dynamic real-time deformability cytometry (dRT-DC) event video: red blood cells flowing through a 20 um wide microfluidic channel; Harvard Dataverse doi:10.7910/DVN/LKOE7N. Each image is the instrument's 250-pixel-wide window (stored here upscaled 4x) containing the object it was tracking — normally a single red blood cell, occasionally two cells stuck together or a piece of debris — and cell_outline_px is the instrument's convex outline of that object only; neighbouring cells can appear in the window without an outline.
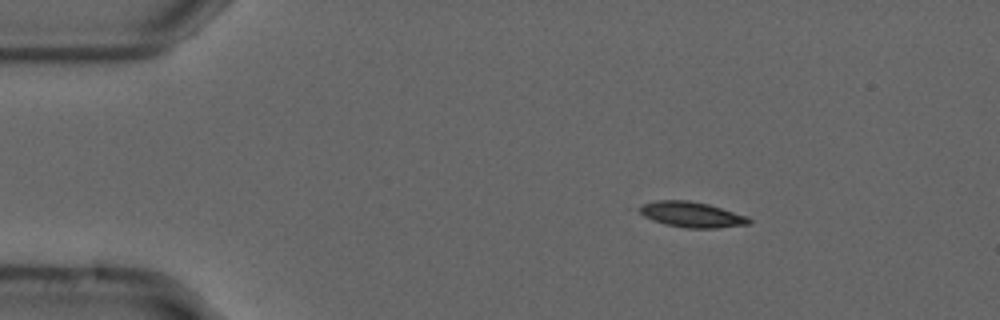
{"species": "common noctule bat (a hibernating species)", "species_latin": "Nyctalus noctula", "temperature_condition": "cold", "stored_images_in_passage": 52, "camera_frame_rate_fps": 3000, "um_per_image_px": 0.085, "animal": {"sex": "male", "forearm_length_mm": 52.5}, "frame": {"image": 1, "passage_image": 5, "time_ms": 1.333, "image_size_px": [1000, 320], "cell_outline_px": [[752, 224], [720, 228], [688, 228], [664, 224], [652, 220], [636, 212], [636, 208], [644, 204], [656, 200], [688, 200], [708, 204], [748, 216], [752, 220]], "centroid_in_image_um": [58.79, 18.24], "position_along_channel_um": 26.2, "area_um2": 16.53}}
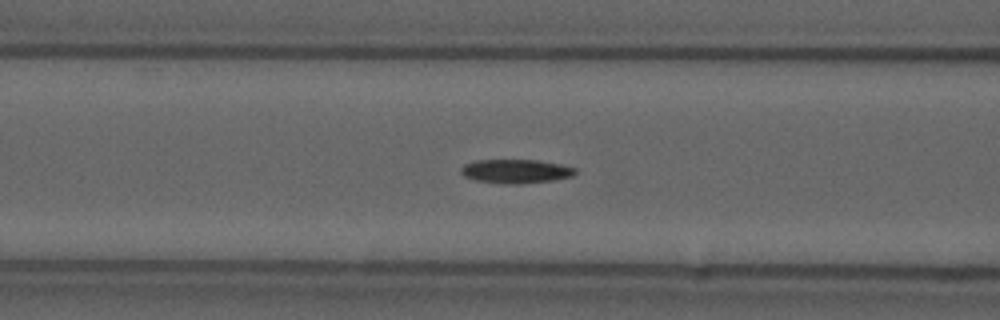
{"frame": {"image": 2, "passage_image": 18, "time_ms": 5.667, "image_size_px": [1000, 320], "cell_outline_px": [[576, 172], [572, 176], [556, 180], [520, 184], [500, 184], [476, 180], [464, 176], [460, 172], [460, 168], [464, 164], [476, 160], [536, 160], [560, 164], [576, 168]], "centroid_in_image_um": [43.83, 14.56], "position_along_channel_um": 122.8, "area_um2": 16.07}}
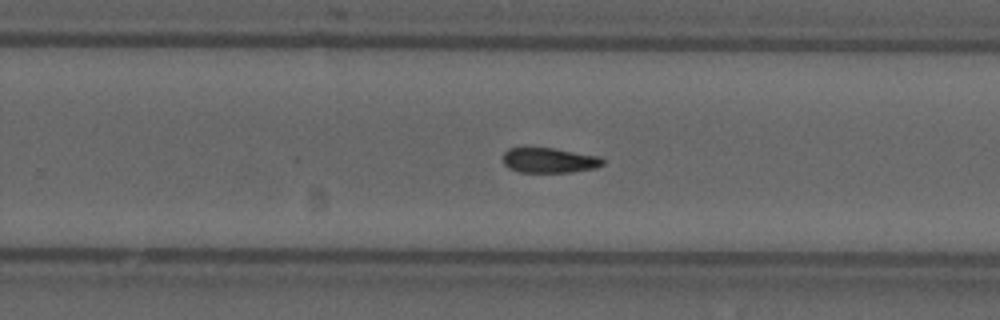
{"frame": {"image": 3, "passage_image": 31, "time_ms": 10.0, "image_size_px": [1000, 320], "cell_outline_px": [[604, 164], [596, 168], [572, 172], [520, 172], [508, 168], [504, 164], [504, 152], [508, 148], [552, 148], [600, 156], [604, 160]], "centroid_in_image_um": [46.71, 13.63], "position_along_channel_um": 283.1, "area_um2": 14.57}, "authors_computed_cell_mechanics": {"area_um2": 15.3748, "velocity_mm_per_s": 3.7163, "shape_relaxation_time_tau1_ms": 4.3657, "shape_relaxation_time_tau2_ms": 6.2506, "deformation_change_tau1": 0.1361, "deformation_change_tau2": 0.1375}}